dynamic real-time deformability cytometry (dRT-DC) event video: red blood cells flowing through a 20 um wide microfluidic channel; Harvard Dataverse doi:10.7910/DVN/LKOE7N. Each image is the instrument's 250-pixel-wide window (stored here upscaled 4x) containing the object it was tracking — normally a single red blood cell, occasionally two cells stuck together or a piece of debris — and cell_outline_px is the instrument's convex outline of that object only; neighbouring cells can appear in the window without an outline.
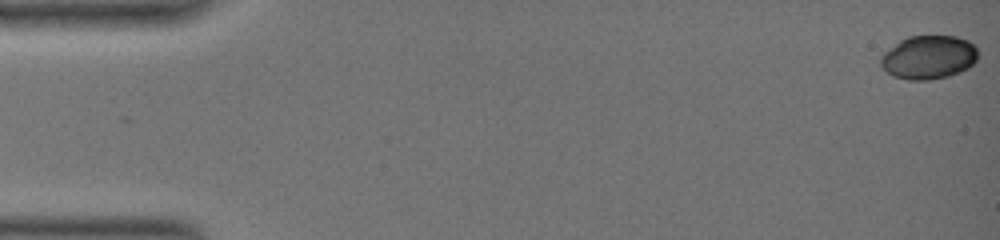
{"species": "common noctule bat (a hibernating species)", "species_latin": "Nyctalus noctula", "temperature_condition": "warm", "stored_images_in_passage": 58, "camera_frame_rate_fps": 3000, "um_per_image_px": 0.085, "animal": {"sex": "female", "body_mass_g": 19.0, "forearm_length_mm": 51.5}, "frame": {"image": 1, "passage_image": 1, "time_ms": 0.0, "image_size_px": [1000, 240], "cell_outline_px": [[976, 60], [968, 68], [960, 72], [948, 76], [928, 80], [908, 80], [892, 76], [880, 68], [880, 56], [884, 52], [900, 40], [908, 36], [956, 36], [968, 40], [976, 48]], "centroid_in_image_um": [78.88, 4.88], "position_along_channel_um": 6.1, "area_um2": 24.85}}
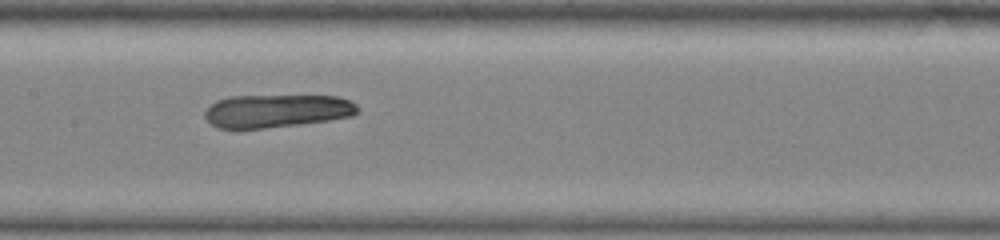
{"frame": {"image": 2, "passage_image": 31, "time_ms": 10.0, "image_size_px": [1000, 240], "cell_outline_px": [[356, 112], [352, 116], [328, 120], [300, 124], [264, 128], [216, 128], [204, 116], [204, 112], [216, 100], [228, 96], [340, 96], [352, 100], [356, 104]], "centroid_in_image_um": [23.52, 9.42], "position_along_channel_um": 183.9, "area_um2": 29.36}}
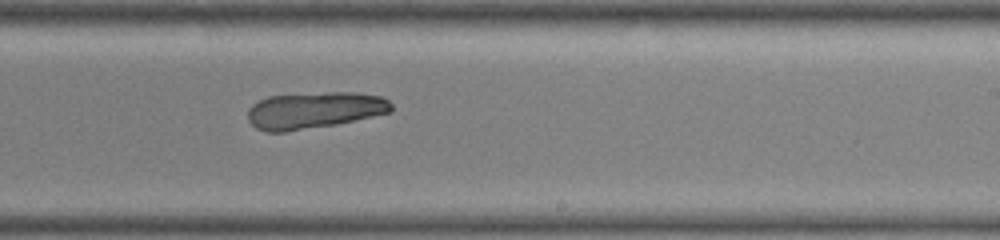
{"frame": {"image": 3, "passage_image": 38, "time_ms": 12.333, "image_size_px": [1000, 240], "cell_outline_px": [[392, 112], [332, 124], [284, 132], [268, 132], [256, 128], [248, 120], [248, 108], [252, 104], [268, 96], [328, 92], [356, 92], [380, 96], [388, 100], [392, 104]], "centroid_in_image_um": [26.69, 9.36], "position_along_channel_um": 262.3, "area_um2": 30.35}}